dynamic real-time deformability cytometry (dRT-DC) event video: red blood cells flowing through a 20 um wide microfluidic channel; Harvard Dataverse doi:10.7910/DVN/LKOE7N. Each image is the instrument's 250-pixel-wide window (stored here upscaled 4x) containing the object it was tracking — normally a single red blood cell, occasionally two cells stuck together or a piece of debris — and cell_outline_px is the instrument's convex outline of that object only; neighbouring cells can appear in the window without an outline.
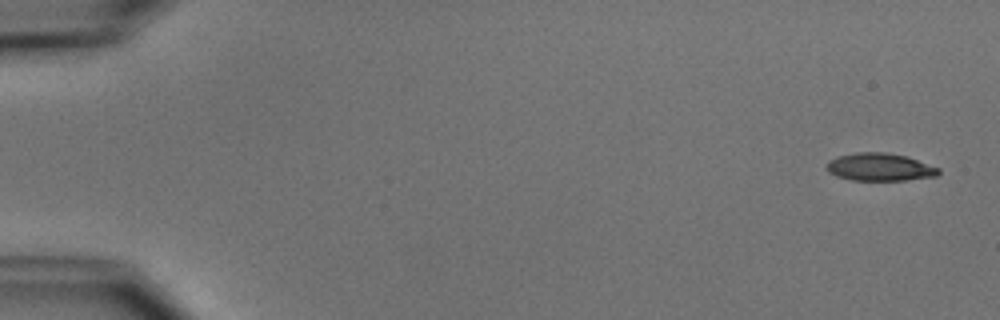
{"species": "common noctule bat (a hibernating species)", "species_latin": "Nyctalus noctula", "temperature_condition": "cold", "stored_images_in_passage": 53, "camera_frame_rate_fps": 3000, "um_per_image_px": 0.085, "animal": {"sex": "male", "body_mass_g": 15.6}, "frame": {"image": 1, "passage_image": 1, "time_ms": 0.0, "image_size_px": [1000, 320], "cell_outline_px": [[940, 172], [936, 176], [904, 180], [852, 180], [836, 176], [828, 172], [824, 164], [828, 160], [836, 156], [856, 152], [888, 152], [904, 156], [940, 168]], "centroid_in_image_um": [74.71, 14.19], "position_along_channel_um": 10.3, "area_um2": 18.15}}
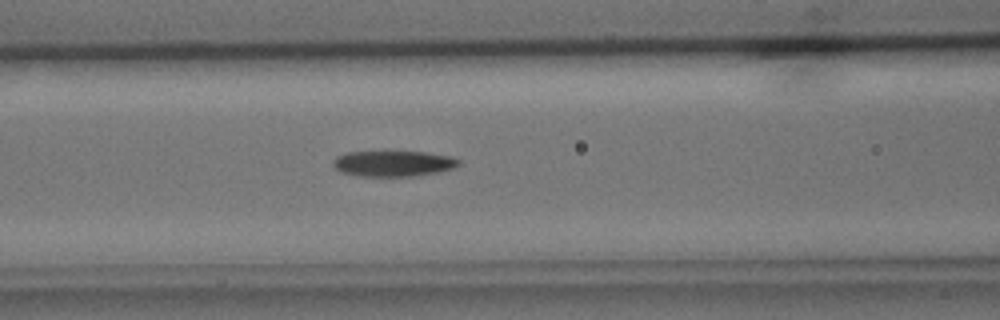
{"frame": {"image": 2, "passage_image": 22, "time_ms": 7.0, "image_size_px": [1000, 320], "cell_outline_px": [[460, 164], [456, 168], [436, 172], [412, 176], [360, 176], [340, 172], [332, 164], [332, 160], [336, 156], [348, 152], [428, 152], [452, 156], [460, 160]], "centroid_in_image_um": [33.44, 13.9], "position_along_channel_um": 133.2, "area_um2": 18.9}}
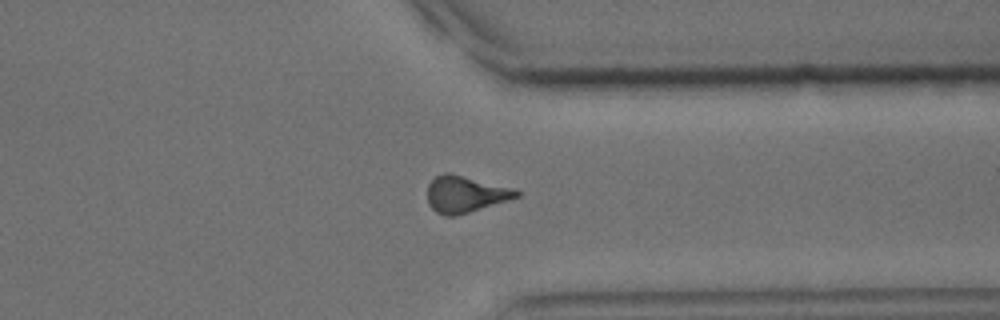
{"frame": {"image": 3, "passage_image": 41, "time_ms": 13.333, "image_size_px": [1000, 320], "cell_outline_px": [[520, 196], [456, 216], [444, 216], [436, 212], [428, 204], [428, 184], [436, 176], [444, 172], [452, 172], [512, 188], [520, 192]], "centroid_in_image_um": [39.52, 16.49], "position_along_channel_um": 371.9, "area_um2": 18.96}, "authors_computed_cell_mechanics": {"area_um2": 18.7272, "velocity_mm_per_s": 3.7892, "shape_relaxation_time_tau1_ms": 3.8733, "shape_relaxation_time_tau2_ms": null, "deformation_change_tau1": 0.1391, "deformation_change_tau2": null}}